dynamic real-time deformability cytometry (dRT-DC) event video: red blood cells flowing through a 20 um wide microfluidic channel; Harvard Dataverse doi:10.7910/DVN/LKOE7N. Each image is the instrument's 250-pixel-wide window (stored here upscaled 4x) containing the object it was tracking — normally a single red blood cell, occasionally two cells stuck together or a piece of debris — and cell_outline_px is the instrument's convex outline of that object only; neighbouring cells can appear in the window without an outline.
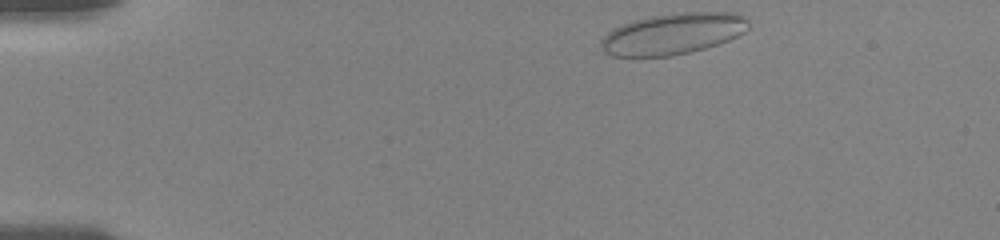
{"species": "human", "species_latin": "Homo sapiens", "temperature_condition": "room temperature", "stored_images_in_passage": 49, "camera_frame_rate_fps": 3000, "um_per_image_px": 0.085, "donor": {"sex": "female"}, "frame": {"image": 1, "passage_image": 1, "time_ms": 0.0, "image_size_px": [1000, 240], "cell_outline_px": [[748, 28], [744, 32], [728, 40], [704, 48], [672, 56], [612, 56], [604, 52], [600, 48], [600, 40], [612, 28], [620, 24], [632, 20], [652, 16], [680, 12], [740, 12], [748, 16]], "centroid_in_image_um": [57.19, 2.85], "position_along_channel_um": 27.8, "area_um2": 35.72}}
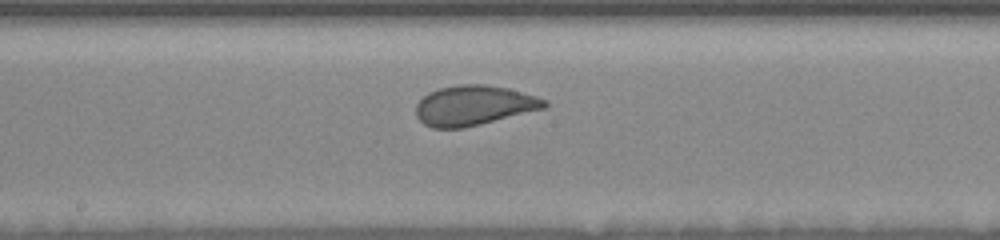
{"frame": {"image": 2, "passage_image": 25, "time_ms": 7.0, "image_size_px": [1000, 240], "cell_outline_px": [[548, 108], [464, 128], [432, 128], [424, 124], [416, 116], [416, 104], [428, 92], [440, 88], [460, 84], [484, 84], [508, 88], [536, 96], [548, 100]], "centroid_in_image_um": [40.31, 8.96], "position_along_channel_um": 207.9, "area_um2": 30.11}}
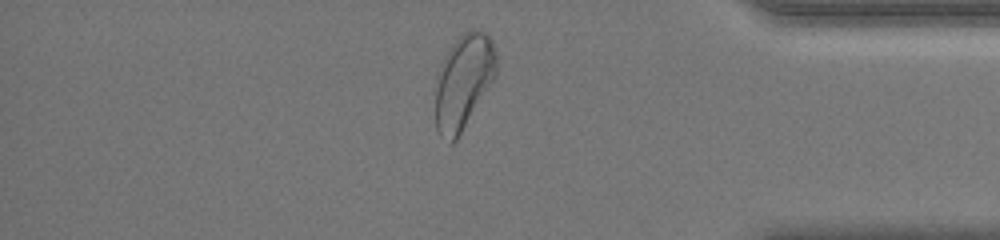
{"frame": {"image": 3, "passage_image": 41, "time_ms": 12.667, "image_size_px": [1000, 240], "cell_outline_px": [[496, 72], [492, 80], [456, 140], [452, 144], [448, 144], [436, 132], [436, 72], [444, 56], [452, 44], [460, 36], [472, 28], [476, 28], [484, 32], [492, 40], [496, 52]], "centroid_in_image_um": [39.36, 6.93], "position_along_channel_um": 395.8, "area_um2": 33.41}, "authors_computed_cell_mechanics": {"area_um2": 33.0616, "velocity_mm_per_s": 3.676, "shape_relaxation_time_tau1_ms": 4.2334, "shape_relaxation_time_tau2_ms": null, "deformation_change_tau1": 0.1132, "deformation_change_tau2": null}}